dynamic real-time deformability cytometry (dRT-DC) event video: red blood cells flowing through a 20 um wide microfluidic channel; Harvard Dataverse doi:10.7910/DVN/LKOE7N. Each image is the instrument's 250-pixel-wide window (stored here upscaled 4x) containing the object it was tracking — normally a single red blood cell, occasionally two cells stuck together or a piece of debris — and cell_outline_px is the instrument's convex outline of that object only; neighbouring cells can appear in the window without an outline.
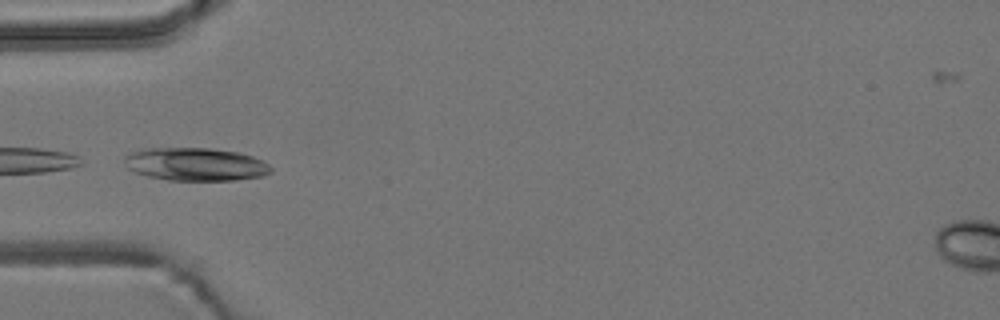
{"species": "common noctule bat (a hibernating species)", "species_latin": "Nyctalus noctula", "temperature_condition": "room temperature", "stored_images_in_passage": 6, "camera_frame_rate_fps": 3000, "um_per_image_px": 0.085, "animal": {"sex": "male", "body_mass_g": 19.2, "forearm_length_mm": 51.8}, "frame": {"image": 1, "passage_image": 3, "time_ms": 2.667, "image_size_px": [1000, 320], "cell_outline_px": [[272, 172], [264, 176], [236, 180], [168, 180], [148, 176], [136, 172], [128, 168], [124, 160], [124, 156], [128, 152], [140, 148], [212, 148], [240, 152], [252, 156], [268, 164], [272, 168]], "centroid_in_image_um": [16.61, 13.95], "position_along_channel_um": 68.4, "area_um2": 28.44}}
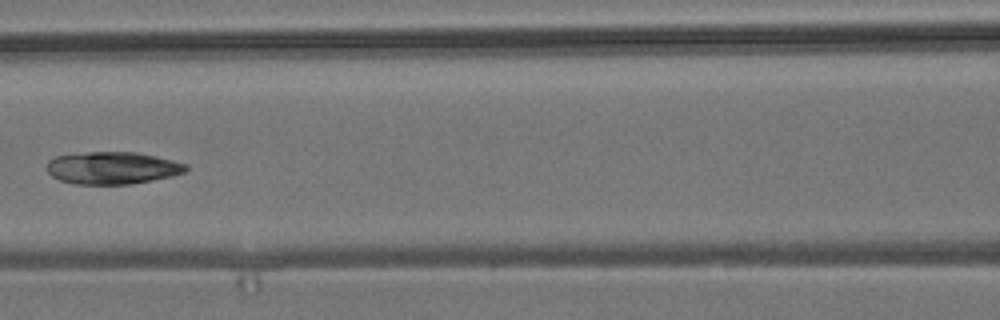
{"frame": {"image": 2, "passage_image": 5, "time_ms": 5.0, "image_size_px": [1000, 320], "cell_outline_px": [[188, 168], [184, 172], [172, 176], [152, 180], [128, 184], [72, 184], [60, 180], [52, 176], [48, 172], [48, 160], [56, 156], [88, 152], [136, 152], [156, 156], [188, 164]], "centroid_in_image_um": [9.56, 14.27], "position_along_channel_um": 157.0, "area_um2": 26.13}}
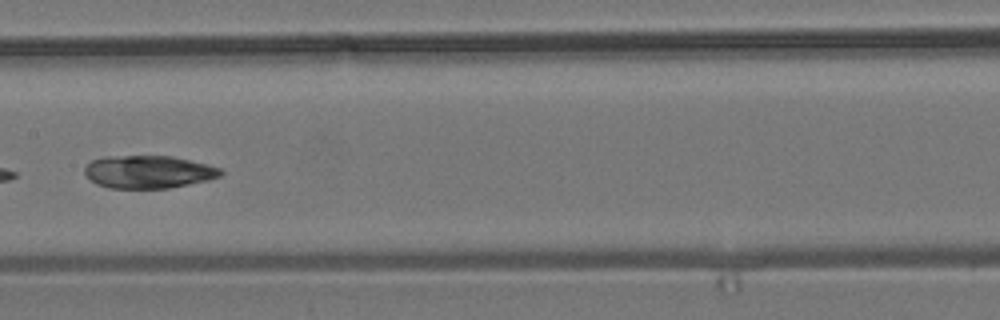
{"frame": {"image": 3, "passage_image": 6, "time_ms": 6.0, "image_size_px": [1000, 320], "cell_outline_px": [[224, 172], [220, 176], [208, 180], [168, 188], [108, 188], [96, 184], [84, 172], [84, 168], [92, 160], [104, 156], [172, 156], [220, 168]], "centroid_in_image_um": [12.59, 14.61], "position_along_channel_um": 194.8, "area_um2": 25.78}}